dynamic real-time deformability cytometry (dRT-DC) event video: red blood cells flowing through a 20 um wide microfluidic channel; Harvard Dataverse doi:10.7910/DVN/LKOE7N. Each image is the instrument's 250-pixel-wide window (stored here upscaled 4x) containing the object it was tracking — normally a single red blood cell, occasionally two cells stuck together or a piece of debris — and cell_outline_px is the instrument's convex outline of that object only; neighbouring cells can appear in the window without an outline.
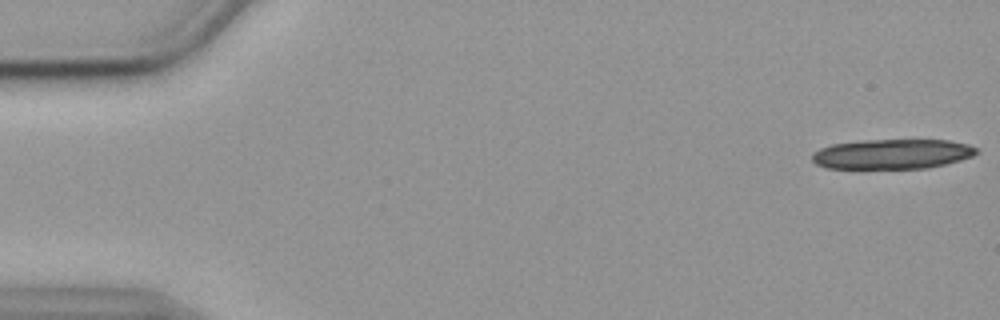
{"species": "common noctule bat (a hibernating species)", "species_latin": "Nyctalus noctula", "temperature_condition": "cold", "stored_images_in_passage": 10, "camera_frame_rate_fps": 3000, "um_per_image_px": 0.085, "animal": {"sex": "female", "body_mass_g": 19.9}, "frame": {"image": 1, "passage_image": 1, "time_ms": 0.0, "image_size_px": [1000, 320], "cell_outline_px": [[980, 152], [972, 156], [960, 160], [928, 168], [828, 168], [816, 164], [812, 160], [812, 152], [820, 148], [832, 144], [864, 140], [948, 140], [968, 144], [976, 148]], "centroid_in_image_um": [75.84, 13.09], "position_along_channel_um": 9.2, "area_um2": 28.55}}